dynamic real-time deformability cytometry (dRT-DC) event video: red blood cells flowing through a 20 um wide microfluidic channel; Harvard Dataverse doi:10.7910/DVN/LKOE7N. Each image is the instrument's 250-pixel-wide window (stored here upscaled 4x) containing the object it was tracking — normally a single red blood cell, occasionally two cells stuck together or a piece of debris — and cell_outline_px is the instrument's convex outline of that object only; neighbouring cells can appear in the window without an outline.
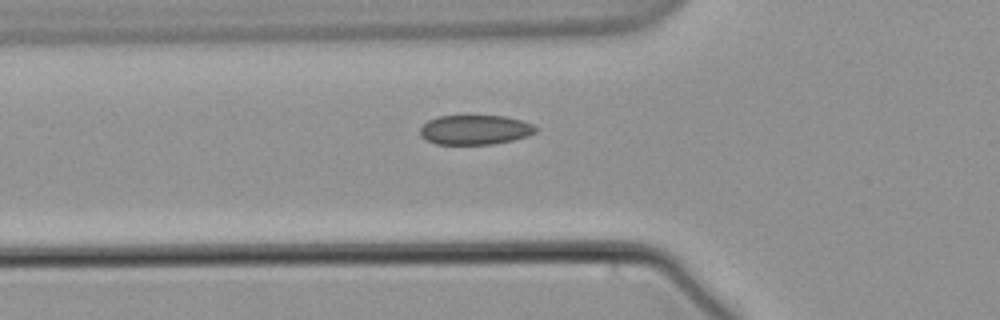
{"species": "common noctule bat (a hibernating species)", "species_latin": "Nyctalus noctula", "temperature_condition": "warm", "stored_images_in_passage": 5, "camera_frame_rate_fps": 3000, "um_per_image_px": 0.085, "animal": {"sex": "male", "body_mass_g": 21.5, "forearm_length_mm": 52.0}, "frame": {"image": 1, "passage_image": 5, "time_ms": 5.667, "image_size_px": [1000, 320], "cell_outline_px": [[540, 128], [536, 132], [528, 136], [512, 140], [492, 144], [436, 144], [420, 136], [420, 128], [428, 120], [436, 116], [464, 112], [504, 116], [520, 120], [532, 124]], "centroid_in_image_um": [40.36, 10.97], "position_along_channel_um": 85.4, "area_um2": 20.92}}